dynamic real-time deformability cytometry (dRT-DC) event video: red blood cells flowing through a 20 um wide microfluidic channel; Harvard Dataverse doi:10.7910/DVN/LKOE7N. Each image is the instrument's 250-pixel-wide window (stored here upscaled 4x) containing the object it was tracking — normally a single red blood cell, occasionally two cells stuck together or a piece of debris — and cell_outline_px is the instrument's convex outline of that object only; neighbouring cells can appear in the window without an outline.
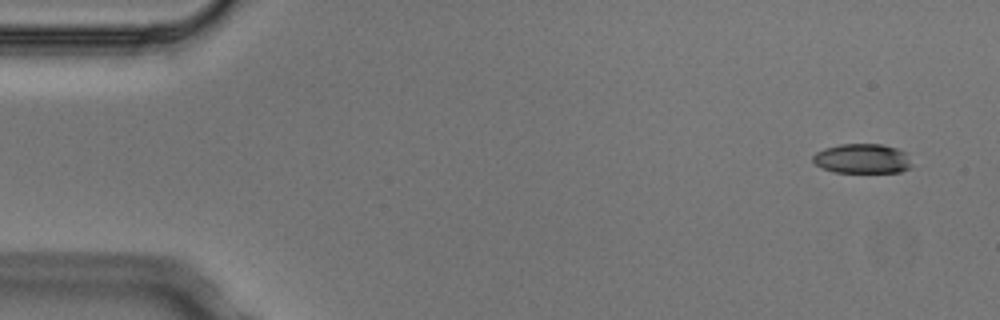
{"species": "Egyptian fruit bat (a non-hibernating species)", "species_latin": "Rousettus aegyptiacus", "temperature_condition": "cold", "stored_images_in_passage": 6, "camera_frame_rate_fps": 3000, "um_per_image_px": 0.085, "animal": {"sex": "male"}, "frame": {"image": 1, "passage_image": 1, "time_ms": 0.0, "image_size_px": [1000, 320], "cell_outline_px": [[912, 168], [900, 172], [836, 172], [820, 168], [812, 160], [812, 156], [816, 152], [824, 148], [840, 144], [880, 144], [896, 148], [904, 152]], "centroid_in_image_um": [73.25, 13.49], "position_along_channel_um": 11.8, "area_um2": 16.99}}
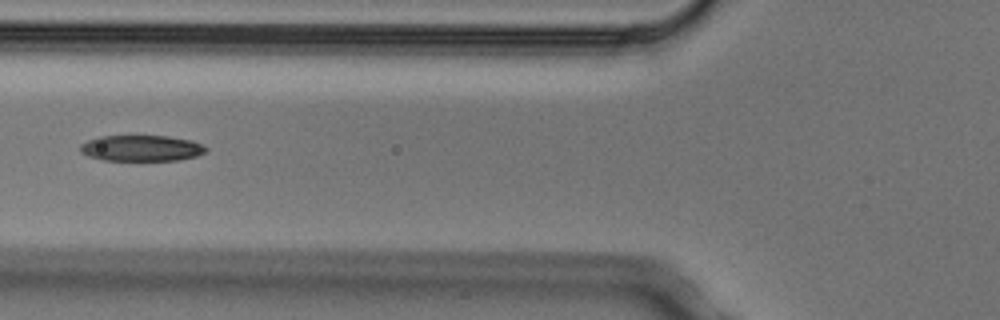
{"frame": {"image": 2, "passage_image": 6, "time_ms": 1.667, "image_size_px": [1000, 320], "cell_outline_px": [[208, 152], [196, 156], [176, 160], [104, 160], [88, 156], [80, 152], [80, 144], [88, 140], [100, 136], [168, 136], [192, 140], [204, 144], [208, 148]], "centroid_in_image_um": [12.06, 12.59], "position_along_channel_um": 113.7, "area_um2": 19.13}}